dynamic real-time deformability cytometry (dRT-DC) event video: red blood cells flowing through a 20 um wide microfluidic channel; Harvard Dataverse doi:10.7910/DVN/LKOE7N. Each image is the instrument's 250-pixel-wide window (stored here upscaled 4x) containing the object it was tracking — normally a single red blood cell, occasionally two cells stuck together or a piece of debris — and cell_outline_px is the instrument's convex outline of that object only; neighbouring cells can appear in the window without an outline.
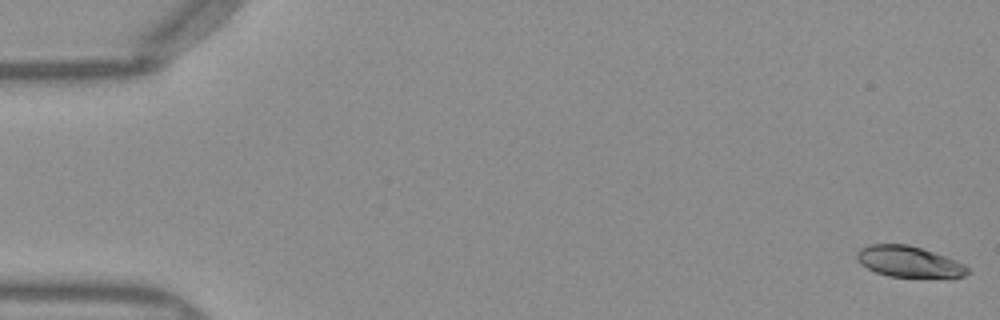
{"species": "Egyptian fruit bat (a non-hibernating species)", "species_latin": "Rousettus aegyptiacus", "temperature_condition": "warm", "stored_images_in_passage": 52, "segment_of_instrument_passage": [1, 2], "camera_frame_rate_fps": 3000, "um_per_image_px": 0.085, "frame": {"image": 1, "passage_image": 1, "time_ms": 0.0, "image_size_px": [1000, 320], "cell_outline_px": [[972, 272], [964, 276], [952, 280], [888, 276], [876, 272], [860, 264], [856, 260], [856, 252], [860, 248], [868, 244], [908, 244], [956, 260], [964, 264]], "centroid_in_image_um": [77.32, 22.29], "position_along_channel_um": 7.7, "area_um2": 20.81}}
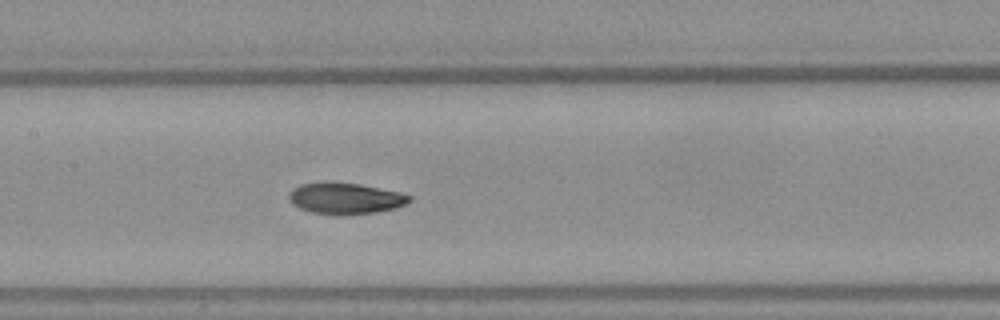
{"frame": {"image": 2, "passage_image": 25, "time_ms": 8.0, "image_size_px": [1000, 320], "cell_outline_px": [[412, 200], [396, 208], [376, 212], [336, 216], [312, 212], [300, 208], [292, 204], [288, 200], [288, 192], [292, 188], [300, 184], [324, 180], [328, 180], [360, 184], [400, 192], [412, 196]], "centroid_in_image_um": [29.3, 16.84], "position_along_channel_um": 178.1, "area_um2": 22.6}}
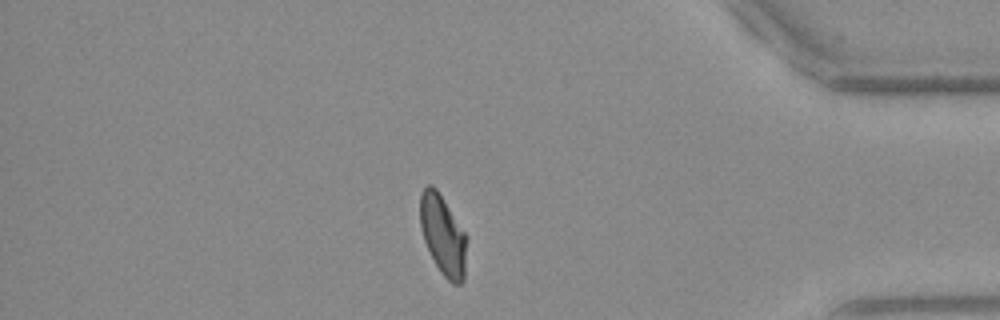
{"frame": {"image": 3, "passage_image": 44, "time_ms": 14.333, "image_size_px": [1000, 320], "cell_outline_px": [[468, 236], [464, 280], [460, 284], [452, 284], [440, 272], [424, 240], [420, 228], [420, 192], [428, 184], [432, 184], [436, 188]], "centroid_in_image_um": [37.67, 19.99], "position_along_channel_um": 397.5, "area_um2": 21.91}}